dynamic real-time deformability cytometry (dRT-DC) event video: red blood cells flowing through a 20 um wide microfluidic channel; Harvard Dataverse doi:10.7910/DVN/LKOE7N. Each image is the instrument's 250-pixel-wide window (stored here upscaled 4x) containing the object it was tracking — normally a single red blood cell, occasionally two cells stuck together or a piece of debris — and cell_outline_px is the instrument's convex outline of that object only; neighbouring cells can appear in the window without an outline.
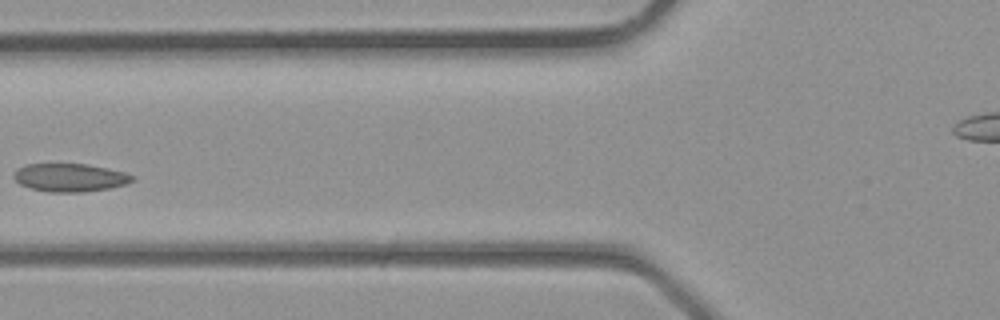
{"species": "common noctule bat (a hibernating species)", "species_latin": "Nyctalus noctula", "temperature_condition": "room temperature", "stored_images_in_passage": 5, "camera_frame_rate_fps": 3000, "um_per_image_px": 0.085, "animal": {"sex": "male", "body_mass_g": 23.1, "forearm_length_mm": 52.7}, "frame": {"image": 1, "passage_image": 3, "time_ms": 0.667, "image_size_px": [1000, 320], "cell_outline_px": [[136, 180], [124, 184], [108, 188], [84, 192], [48, 192], [32, 188], [20, 184], [12, 176], [16, 168], [24, 164], [88, 164], [124, 172], [136, 176]], "centroid_in_image_um": [5.93, 15.08], "position_along_channel_um": 119.9, "area_um2": 19.48}}